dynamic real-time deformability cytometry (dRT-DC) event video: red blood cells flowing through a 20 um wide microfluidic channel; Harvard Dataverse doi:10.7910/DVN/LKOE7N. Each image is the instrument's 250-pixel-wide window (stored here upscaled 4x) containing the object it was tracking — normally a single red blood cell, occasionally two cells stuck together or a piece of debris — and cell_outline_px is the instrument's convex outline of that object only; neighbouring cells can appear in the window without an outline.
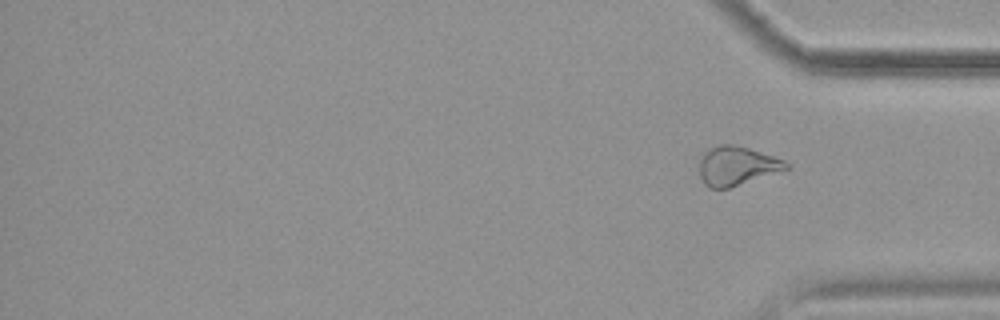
{"species": "common noctule bat (a hibernating species)", "species_latin": "Nyctalus noctula", "temperature_condition": "cold", "stored_images_in_passage": 16, "segment_of_instrument_passage": [2, 2], "camera_frame_rate_fps": 3000, "um_per_image_px": 0.085, "animal": {"sex": "female", "body_mass_g": 19.9}, "frame": {"image": 1, "passage_image": 16, "time_ms": 19.333, "image_size_px": [1000, 320], "cell_outline_px": [[792, 168], [728, 188], [708, 188], [704, 184], [700, 176], [700, 160], [704, 152], [720, 144], [736, 144], [784, 160]], "centroid_in_image_um": [62.63, 14.1], "position_along_channel_um": 372.6, "area_um2": 19.59}}